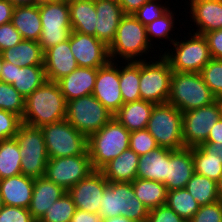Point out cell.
<instances>
[{
  "label": "cell",
  "instance_id": "cell-1",
  "mask_svg": "<svg viewBox=\"0 0 222 222\" xmlns=\"http://www.w3.org/2000/svg\"><path fill=\"white\" fill-rule=\"evenodd\" d=\"M67 101L57 82L46 81L25 98L22 123L41 128L66 117Z\"/></svg>",
  "mask_w": 222,
  "mask_h": 222
},
{
  "label": "cell",
  "instance_id": "cell-2",
  "mask_svg": "<svg viewBox=\"0 0 222 222\" xmlns=\"http://www.w3.org/2000/svg\"><path fill=\"white\" fill-rule=\"evenodd\" d=\"M130 131L114 116L87 139V150L93 170H101L111 160L129 149Z\"/></svg>",
  "mask_w": 222,
  "mask_h": 222
},
{
  "label": "cell",
  "instance_id": "cell-3",
  "mask_svg": "<svg viewBox=\"0 0 222 222\" xmlns=\"http://www.w3.org/2000/svg\"><path fill=\"white\" fill-rule=\"evenodd\" d=\"M100 202L102 219L126 216L135 222H146L149 210L136 198L132 182H108Z\"/></svg>",
  "mask_w": 222,
  "mask_h": 222
},
{
  "label": "cell",
  "instance_id": "cell-4",
  "mask_svg": "<svg viewBox=\"0 0 222 222\" xmlns=\"http://www.w3.org/2000/svg\"><path fill=\"white\" fill-rule=\"evenodd\" d=\"M216 100L200 73L173 71L168 104L184 113L209 105Z\"/></svg>",
  "mask_w": 222,
  "mask_h": 222
},
{
  "label": "cell",
  "instance_id": "cell-5",
  "mask_svg": "<svg viewBox=\"0 0 222 222\" xmlns=\"http://www.w3.org/2000/svg\"><path fill=\"white\" fill-rule=\"evenodd\" d=\"M151 45L153 46L148 40L146 26L133 14H125L120 20L114 41L109 46L110 60L115 61L118 56L125 62L145 60L146 58L140 59V56L147 55L153 49Z\"/></svg>",
  "mask_w": 222,
  "mask_h": 222
},
{
  "label": "cell",
  "instance_id": "cell-6",
  "mask_svg": "<svg viewBox=\"0 0 222 222\" xmlns=\"http://www.w3.org/2000/svg\"><path fill=\"white\" fill-rule=\"evenodd\" d=\"M182 125V112L165 103L154 106L146 129L155 138L159 147L179 150L185 147Z\"/></svg>",
  "mask_w": 222,
  "mask_h": 222
},
{
  "label": "cell",
  "instance_id": "cell-7",
  "mask_svg": "<svg viewBox=\"0 0 222 222\" xmlns=\"http://www.w3.org/2000/svg\"><path fill=\"white\" fill-rule=\"evenodd\" d=\"M15 138L22 157L21 173L33 179L44 177L49 157L41 128L22 123Z\"/></svg>",
  "mask_w": 222,
  "mask_h": 222
},
{
  "label": "cell",
  "instance_id": "cell-8",
  "mask_svg": "<svg viewBox=\"0 0 222 222\" xmlns=\"http://www.w3.org/2000/svg\"><path fill=\"white\" fill-rule=\"evenodd\" d=\"M42 32L38 43L43 51L69 40L72 32L69 4L64 0L39 3Z\"/></svg>",
  "mask_w": 222,
  "mask_h": 222
},
{
  "label": "cell",
  "instance_id": "cell-9",
  "mask_svg": "<svg viewBox=\"0 0 222 222\" xmlns=\"http://www.w3.org/2000/svg\"><path fill=\"white\" fill-rule=\"evenodd\" d=\"M49 158L89 155L87 137L66 119L41 127Z\"/></svg>",
  "mask_w": 222,
  "mask_h": 222
},
{
  "label": "cell",
  "instance_id": "cell-10",
  "mask_svg": "<svg viewBox=\"0 0 222 222\" xmlns=\"http://www.w3.org/2000/svg\"><path fill=\"white\" fill-rule=\"evenodd\" d=\"M190 34L188 40L176 39L171 53L162 54L174 72L200 73L201 69L212 59L207 39L201 34ZM193 35V36H192ZM175 52V53H174Z\"/></svg>",
  "mask_w": 222,
  "mask_h": 222
},
{
  "label": "cell",
  "instance_id": "cell-11",
  "mask_svg": "<svg viewBox=\"0 0 222 222\" xmlns=\"http://www.w3.org/2000/svg\"><path fill=\"white\" fill-rule=\"evenodd\" d=\"M112 118L113 114L92 94L67 101L65 119L87 138Z\"/></svg>",
  "mask_w": 222,
  "mask_h": 222
},
{
  "label": "cell",
  "instance_id": "cell-12",
  "mask_svg": "<svg viewBox=\"0 0 222 222\" xmlns=\"http://www.w3.org/2000/svg\"><path fill=\"white\" fill-rule=\"evenodd\" d=\"M140 60L139 92L141 100L154 104H165L170 95L172 69L161 55L157 61Z\"/></svg>",
  "mask_w": 222,
  "mask_h": 222
},
{
  "label": "cell",
  "instance_id": "cell-13",
  "mask_svg": "<svg viewBox=\"0 0 222 222\" xmlns=\"http://www.w3.org/2000/svg\"><path fill=\"white\" fill-rule=\"evenodd\" d=\"M182 134L185 147L205 143L211 128L222 118L220 99L204 107L182 113Z\"/></svg>",
  "mask_w": 222,
  "mask_h": 222
},
{
  "label": "cell",
  "instance_id": "cell-14",
  "mask_svg": "<svg viewBox=\"0 0 222 222\" xmlns=\"http://www.w3.org/2000/svg\"><path fill=\"white\" fill-rule=\"evenodd\" d=\"M93 170L89 155L49 158L45 177L68 191Z\"/></svg>",
  "mask_w": 222,
  "mask_h": 222
},
{
  "label": "cell",
  "instance_id": "cell-15",
  "mask_svg": "<svg viewBox=\"0 0 222 222\" xmlns=\"http://www.w3.org/2000/svg\"><path fill=\"white\" fill-rule=\"evenodd\" d=\"M70 48L79 67L99 68L110 61L109 47L92 35L72 31Z\"/></svg>",
  "mask_w": 222,
  "mask_h": 222
},
{
  "label": "cell",
  "instance_id": "cell-16",
  "mask_svg": "<svg viewBox=\"0 0 222 222\" xmlns=\"http://www.w3.org/2000/svg\"><path fill=\"white\" fill-rule=\"evenodd\" d=\"M108 182L100 170H94L67 192L76 209L99 214L100 201H102L104 189Z\"/></svg>",
  "mask_w": 222,
  "mask_h": 222
},
{
  "label": "cell",
  "instance_id": "cell-17",
  "mask_svg": "<svg viewBox=\"0 0 222 222\" xmlns=\"http://www.w3.org/2000/svg\"><path fill=\"white\" fill-rule=\"evenodd\" d=\"M118 67V64L111 60L106 65L99 67L92 93L113 115L123 105Z\"/></svg>",
  "mask_w": 222,
  "mask_h": 222
},
{
  "label": "cell",
  "instance_id": "cell-18",
  "mask_svg": "<svg viewBox=\"0 0 222 222\" xmlns=\"http://www.w3.org/2000/svg\"><path fill=\"white\" fill-rule=\"evenodd\" d=\"M0 81L13 85V87L25 98L46 81V73L43 65L18 67L7 61H3Z\"/></svg>",
  "mask_w": 222,
  "mask_h": 222
},
{
  "label": "cell",
  "instance_id": "cell-19",
  "mask_svg": "<svg viewBox=\"0 0 222 222\" xmlns=\"http://www.w3.org/2000/svg\"><path fill=\"white\" fill-rule=\"evenodd\" d=\"M194 174V162L191 148L168 149V170L164 182L167 191L185 188Z\"/></svg>",
  "mask_w": 222,
  "mask_h": 222
},
{
  "label": "cell",
  "instance_id": "cell-20",
  "mask_svg": "<svg viewBox=\"0 0 222 222\" xmlns=\"http://www.w3.org/2000/svg\"><path fill=\"white\" fill-rule=\"evenodd\" d=\"M47 81L57 82L78 68L77 61L71 52L69 40L59 43L44 51V63Z\"/></svg>",
  "mask_w": 222,
  "mask_h": 222
},
{
  "label": "cell",
  "instance_id": "cell-21",
  "mask_svg": "<svg viewBox=\"0 0 222 222\" xmlns=\"http://www.w3.org/2000/svg\"><path fill=\"white\" fill-rule=\"evenodd\" d=\"M95 7L97 13L95 37L109 47L125 14L117 0H95Z\"/></svg>",
  "mask_w": 222,
  "mask_h": 222
},
{
  "label": "cell",
  "instance_id": "cell-22",
  "mask_svg": "<svg viewBox=\"0 0 222 222\" xmlns=\"http://www.w3.org/2000/svg\"><path fill=\"white\" fill-rule=\"evenodd\" d=\"M190 17L198 26L194 33L205 35L222 29V0H189Z\"/></svg>",
  "mask_w": 222,
  "mask_h": 222
},
{
  "label": "cell",
  "instance_id": "cell-23",
  "mask_svg": "<svg viewBox=\"0 0 222 222\" xmlns=\"http://www.w3.org/2000/svg\"><path fill=\"white\" fill-rule=\"evenodd\" d=\"M34 179L18 174L0 180L3 205L28 208L32 199Z\"/></svg>",
  "mask_w": 222,
  "mask_h": 222
},
{
  "label": "cell",
  "instance_id": "cell-24",
  "mask_svg": "<svg viewBox=\"0 0 222 222\" xmlns=\"http://www.w3.org/2000/svg\"><path fill=\"white\" fill-rule=\"evenodd\" d=\"M98 68L78 67L57 81L66 101L91 95L95 88Z\"/></svg>",
  "mask_w": 222,
  "mask_h": 222
},
{
  "label": "cell",
  "instance_id": "cell-25",
  "mask_svg": "<svg viewBox=\"0 0 222 222\" xmlns=\"http://www.w3.org/2000/svg\"><path fill=\"white\" fill-rule=\"evenodd\" d=\"M67 191L48 180L45 176L34 179V189L28 207L31 216L38 222L52 204L61 198Z\"/></svg>",
  "mask_w": 222,
  "mask_h": 222
},
{
  "label": "cell",
  "instance_id": "cell-26",
  "mask_svg": "<svg viewBox=\"0 0 222 222\" xmlns=\"http://www.w3.org/2000/svg\"><path fill=\"white\" fill-rule=\"evenodd\" d=\"M139 157L129 148L111 160L100 171L109 182H133L137 178Z\"/></svg>",
  "mask_w": 222,
  "mask_h": 222
},
{
  "label": "cell",
  "instance_id": "cell-27",
  "mask_svg": "<svg viewBox=\"0 0 222 222\" xmlns=\"http://www.w3.org/2000/svg\"><path fill=\"white\" fill-rule=\"evenodd\" d=\"M11 23L24 40L38 42L42 32L39 4L15 6Z\"/></svg>",
  "mask_w": 222,
  "mask_h": 222
},
{
  "label": "cell",
  "instance_id": "cell-28",
  "mask_svg": "<svg viewBox=\"0 0 222 222\" xmlns=\"http://www.w3.org/2000/svg\"><path fill=\"white\" fill-rule=\"evenodd\" d=\"M168 170V148L157 147L139 157L137 178L164 183Z\"/></svg>",
  "mask_w": 222,
  "mask_h": 222
},
{
  "label": "cell",
  "instance_id": "cell-29",
  "mask_svg": "<svg viewBox=\"0 0 222 222\" xmlns=\"http://www.w3.org/2000/svg\"><path fill=\"white\" fill-rule=\"evenodd\" d=\"M155 105L145 100L125 103L113 116L130 132L143 130L147 127Z\"/></svg>",
  "mask_w": 222,
  "mask_h": 222
},
{
  "label": "cell",
  "instance_id": "cell-30",
  "mask_svg": "<svg viewBox=\"0 0 222 222\" xmlns=\"http://www.w3.org/2000/svg\"><path fill=\"white\" fill-rule=\"evenodd\" d=\"M4 61L18 67L43 65L44 51L37 41L22 40L14 47L1 52Z\"/></svg>",
  "mask_w": 222,
  "mask_h": 222
},
{
  "label": "cell",
  "instance_id": "cell-31",
  "mask_svg": "<svg viewBox=\"0 0 222 222\" xmlns=\"http://www.w3.org/2000/svg\"><path fill=\"white\" fill-rule=\"evenodd\" d=\"M68 4L72 31L95 37L97 21L95 0L74 1Z\"/></svg>",
  "mask_w": 222,
  "mask_h": 222
},
{
  "label": "cell",
  "instance_id": "cell-32",
  "mask_svg": "<svg viewBox=\"0 0 222 222\" xmlns=\"http://www.w3.org/2000/svg\"><path fill=\"white\" fill-rule=\"evenodd\" d=\"M136 198L150 211L166 204L167 189L164 183L136 178L132 182Z\"/></svg>",
  "mask_w": 222,
  "mask_h": 222
},
{
  "label": "cell",
  "instance_id": "cell-33",
  "mask_svg": "<svg viewBox=\"0 0 222 222\" xmlns=\"http://www.w3.org/2000/svg\"><path fill=\"white\" fill-rule=\"evenodd\" d=\"M119 66V87L123 104L141 100L139 92L140 61H128Z\"/></svg>",
  "mask_w": 222,
  "mask_h": 222
},
{
  "label": "cell",
  "instance_id": "cell-34",
  "mask_svg": "<svg viewBox=\"0 0 222 222\" xmlns=\"http://www.w3.org/2000/svg\"><path fill=\"white\" fill-rule=\"evenodd\" d=\"M21 159L16 138L0 141V180L22 174Z\"/></svg>",
  "mask_w": 222,
  "mask_h": 222
},
{
  "label": "cell",
  "instance_id": "cell-35",
  "mask_svg": "<svg viewBox=\"0 0 222 222\" xmlns=\"http://www.w3.org/2000/svg\"><path fill=\"white\" fill-rule=\"evenodd\" d=\"M185 188L200 206L212 204L219 200L217 182L196 172H194Z\"/></svg>",
  "mask_w": 222,
  "mask_h": 222
},
{
  "label": "cell",
  "instance_id": "cell-36",
  "mask_svg": "<svg viewBox=\"0 0 222 222\" xmlns=\"http://www.w3.org/2000/svg\"><path fill=\"white\" fill-rule=\"evenodd\" d=\"M166 205L185 220H190L200 207L186 188L167 191Z\"/></svg>",
  "mask_w": 222,
  "mask_h": 222
},
{
  "label": "cell",
  "instance_id": "cell-37",
  "mask_svg": "<svg viewBox=\"0 0 222 222\" xmlns=\"http://www.w3.org/2000/svg\"><path fill=\"white\" fill-rule=\"evenodd\" d=\"M194 172L215 180L216 182L222 175V162L219 159L211 158L199 146L191 147Z\"/></svg>",
  "mask_w": 222,
  "mask_h": 222
},
{
  "label": "cell",
  "instance_id": "cell-38",
  "mask_svg": "<svg viewBox=\"0 0 222 222\" xmlns=\"http://www.w3.org/2000/svg\"><path fill=\"white\" fill-rule=\"evenodd\" d=\"M76 207L71 196L66 192L55 201L38 222H70Z\"/></svg>",
  "mask_w": 222,
  "mask_h": 222
},
{
  "label": "cell",
  "instance_id": "cell-39",
  "mask_svg": "<svg viewBox=\"0 0 222 222\" xmlns=\"http://www.w3.org/2000/svg\"><path fill=\"white\" fill-rule=\"evenodd\" d=\"M0 109L13 112L23 117L25 97L11 84L0 81Z\"/></svg>",
  "mask_w": 222,
  "mask_h": 222
},
{
  "label": "cell",
  "instance_id": "cell-40",
  "mask_svg": "<svg viewBox=\"0 0 222 222\" xmlns=\"http://www.w3.org/2000/svg\"><path fill=\"white\" fill-rule=\"evenodd\" d=\"M205 84L217 99H222V60L212 58L200 71Z\"/></svg>",
  "mask_w": 222,
  "mask_h": 222
},
{
  "label": "cell",
  "instance_id": "cell-41",
  "mask_svg": "<svg viewBox=\"0 0 222 222\" xmlns=\"http://www.w3.org/2000/svg\"><path fill=\"white\" fill-rule=\"evenodd\" d=\"M174 13L171 10H168L163 16L155 19L153 22L149 23L146 26V32L148 40L151 44L152 40L151 38H159V39H169L171 40V43L175 41V39H171V36H169V32L174 30ZM170 37V38H169Z\"/></svg>",
  "mask_w": 222,
  "mask_h": 222
},
{
  "label": "cell",
  "instance_id": "cell-42",
  "mask_svg": "<svg viewBox=\"0 0 222 222\" xmlns=\"http://www.w3.org/2000/svg\"><path fill=\"white\" fill-rule=\"evenodd\" d=\"M159 147L155 138L147 129L131 131L129 139V148L139 156L150 153Z\"/></svg>",
  "mask_w": 222,
  "mask_h": 222
},
{
  "label": "cell",
  "instance_id": "cell-43",
  "mask_svg": "<svg viewBox=\"0 0 222 222\" xmlns=\"http://www.w3.org/2000/svg\"><path fill=\"white\" fill-rule=\"evenodd\" d=\"M158 1V2H157ZM160 0H149L143 4L133 15L144 25L147 26L155 19L163 16L170 7L158 4Z\"/></svg>",
  "mask_w": 222,
  "mask_h": 222
},
{
  "label": "cell",
  "instance_id": "cell-44",
  "mask_svg": "<svg viewBox=\"0 0 222 222\" xmlns=\"http://www.w3.org/2000/svg\"><path fill=\"white\" fill-rule=\"evenodd\" d=\"M21 124L20 116L0 109V141L15 138Z\"/></svg>",
  "mask_w": 222,
  "mask_h": 222
},
{
  "label": "cell",
  "instance_id": "cell-45",
  "mask_svg": "<svg viewBox=\"0 0 222 222\" xmlns=\"http://www.w3.org/2000/svg\"><path fill=\"white\" fill-rule=\"evenodd\" d=\"M190 222H222V201L200 206Z\"/></svg>",
  "mask_w": 222,
  "mask_h": 222
},
{
  "label": "cell",
  "instance_id": "cell-46",
  "mask_svg": "<svg viewBox=\"0 0 222 222\" xmlns=\"http://www.w3.org/2000/svg\"><path fill=\"white\" fill-rule=\"evenodd\" d=\"M0 222H37L28 208L3 205L0 209Z\"/></svg>",
  "mask_w": 222,
  "mask_h": 222
},
{
  "label": "cell",
  "instance_id": "cell-47",
  "mask_svg": "<svg viewBox=\"0 0 222 222\" xmlns=\"http://www.w3.org/2000/svg\"><path fill=\"white\" fill-rule=\"evenodd\" d=\"M23 40L20 32L11 22L0 25V53L5 49L14 47Z\"/></svg>",
  "mask_w": 222,
  "mask_h": 222
},
{
  "label": "cell",
  "instance_id": "cell-48",
  "mask_svg": "<svg viewBox=\"0 0 222 222\" xmlns=\"http://www.w3.org/2000/svg\"><path fill=\"white\" fill-rule=\"evenodd\" d=\"M183 219L166 204L148 212L146 222H181Z\"/></svg>",
  "mask_w": 222,
  "mask_h": 222
},
{
  "label": "cell",
  "instance_id": "cell-49",
  "mask_svg": "<svg viewBox=\"0 0 222 222\" xmlns=\"http://www.w3.org/2000/svg\"><path fill=\"white\" fill-rule=\"evenodd\" d=\"M207 39L211 57L222 60V29L208 32Z\"/></svg>",
  "mask_w": 222,
  "mask_h": 222
},
{
  "label": "cell",
  "instance_id": "cell-50",
  "mask_svg": "<svg viewBox=\"0 0 222 222\" xmlns=\"http://www.w3.org/2000/svg\"><path fill=\"white\" fill-rule=\"evenodd\" d=\"M211 158H216L222 162V142H205L199 146Z\"/></svg>",
  "mask_w": 222,
  "mask_h": 222
},
{
  "label": "cell",
  "instance_id": "cell-51",
  "mask_svg": "<svg viewBox=\"0 0 222 222\" xmlns=\"http://www.w3.org/2000/svg\"><path fill=\"white\" fill-rule=\"evenodd\" d=\"M100 214L90 213L84 210L76 209L70 222H101Z\"/></svg>",
  "mask_w": 222,
  "mask_h": 222
},
{
  "label": "cell",
  "instance_id": "cell-52",
  "mask_svg": "<svg viewBox=\"0 0 222 222\" xmlns=\"http://www.w3.org/2000/svg\"><path fill=\"white\" fill-rule=\"evenodd\" d=\"M14 8L9 0H0V25L11 22Z\"/></svg>",
  "mask_w": 222,
  "mask_h": 222
},
{
  "label": "cell",
  "instance_id": "cell-53",
  "mask_svg": "<svg viewBox=\"0 0 222 222\" xmlns=\"http://www.w3.org/2000/svg\"><path fill=\"white\" fill-rule=\"evenodd\" d=\"M149 0H118L124 14H133Z\"/></svg>",
  "mask_w": 222,
  "mask_h": 222
},
{
  "label": "cell",
  "instance_id": "cell-54",
  "mask_svg": "<svg viewBox=\"0 0 222 222\" xmlns=\"http://www.w3.org/2000/svg\"><path fill=\"white\" fill-rule=\"evenodd\" d=\"M206 142H222V118L211 128Z\"/></svg>",
  "mask_w": 222,
  "mask_h": 222
},
{
  "label": "cell",
  "instance_id": "cell-55",
  "mask_svg": "<svg viewBox=\"0 0 222 222\" xmlns=\"http://www.w3.org/2000/svg\"><path fill=\"white\" fill-rule=\"evenodd\" d=\"M101 222H135V221L128 219L126 216H117V217L102 219Z\"/></svg>",
  "mask_w": 222,
  "mask_h": 222
},
{
  "label": "cell",
  "instance_id": "cell-56",
  "mask_svg": "<svg viewBox=\"0 0 222 222\" xmlns=\"http://www.w3.org/2000/svg\"><path fill=\"white\" fill-rule=\"evenodd\" d=\"M14 6L35 5L36 0H9Z\"/></svg>",
  "mask_w": 222,
  "mask_h": 222
},
{
  "label": "cell",
  "instance_id": "cell-57",
  "mask_svg": "<svg viewBox=\"0 0 222 222\" xmlns=\"http://www.w3.org/2000/svg\"><path fill=\"white\" fill-rule=\"evenodd\" d=\"M217 193H218L219 200L222 201V175L217 181Z\"/></svg>",
  "mask_w": 222,
  "mask_h": 222
},
{
  "label": "cell",
  "instance_id": "cell-58",
  "mask_svg": "<svg viewBox=\"0 0 222 222\" xmlns=\"http://www.w3.org/2000/svg\"><path fill=\"white\" fill-rule=\"evenodd\" d=\"M3 57H2V55H1V53H0V77H1V71H2V65H3Z\"/></svg>",
  "mask_w": 222,
  "mask_h": 222
},
{
  "label": "cell",
  "instance_id": "cell-59",
  "mask_svg": "<svg viewBox=\"0 0 222 222\" xmlns=\"http://www.w3.org/2000/svg\"><path fill=\"white\" fill-rule=\"evenodd\" d=\"M49 1H57V0H36V2L39 4V3H42V2H49Z\"/></svg>",
  "mask_w": 222,
  "mask_h": 222
},
{
  "label": "cell",
  "instance_id": "cell-60",
  "mask_svg": "<svg viewBox=\"0 0 222 222\" xmlns=\"http://www.w3.org/2000/svg\"><path fill=\"white\" fill-rule=\"evenodd\" d=\"M66 1L67 3H71V2H74V1H83V0H64Z\"/></svg>",
  "mask_w": 222,
  "mask_h": 222
},
{
  "label": "cell",
  "instance_id": "cell-61",
  "mask_svg": "<svg viewBox=\"0 0 222 222\" xmlns=\"http://www.w3.org/2000/svg\"><path fill=\"white\" fill-rule=\"evenodd\" d=\"M3 207V201H2V197L0 195V209Z\"/></svg>",
  "mask_w": 222,
  "mask_h": 222
},
{
  "label": "cell",
  "instance_id": "cell-62",
  "mask_svg": "<svg viewBox=\"0 0 222 222\" xmlns=\"http://www.w3.org/2000/svg\"><path fill=\"white\" fill-rule=\"evenodd\" d=\"M181 222H190V220L183 219Z\"/></svg>",
  "mask_w": 222,
  "mask_h": 222
},
{
  "label": "cell",
  "instance_id": "cell-63",
  "mask_svg": "<svg viewBox=\"0 0 222 222\" xmlns=\"http://www.w3.org/2000/svg\"><path fill=\"white\" fill-rule=\"evenodd\" d=\"M220 105H221V110H222V99H220Z\"/></svg>",
  "mask_w": 222,
  "mask_h": 222
}]
</instances>
